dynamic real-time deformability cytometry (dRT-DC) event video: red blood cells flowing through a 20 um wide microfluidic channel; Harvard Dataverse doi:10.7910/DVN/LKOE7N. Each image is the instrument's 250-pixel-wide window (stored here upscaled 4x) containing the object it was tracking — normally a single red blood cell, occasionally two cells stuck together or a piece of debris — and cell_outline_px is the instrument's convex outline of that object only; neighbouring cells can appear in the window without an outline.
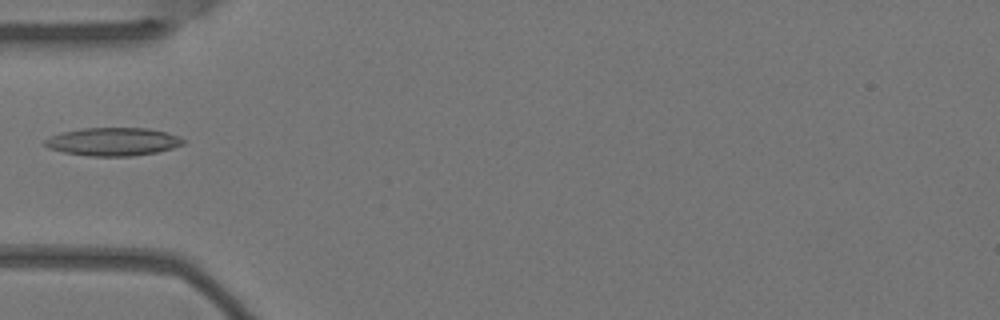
{"species": "Egyptian fruit bat (a non-hibernating species)", "species_latin": "Rousettus aegyptiacus", "temperature_condition": "warm", "stored_images_in_passage": 6, "camera_frame_rate_fps": 3000, "um_per_image_px": 0.085, "animal": {"sex": "female"}, "frame": {"image": 1, "passage_image": 6, "time_ms": 1.667, "image_size_px": [1000, 320], "cell_outline_px": [[184, 144], [172, 148], [156, 152], [132, 156], [92, 156], [64, 152], [48, 148], [44, 144], [44, 140], [60, 132], [80, 128], [148, 128], [168, 132], [180, 136], [184, 140]], "centroid_in_image_um": [9.62, 12.03], "position_along_channel_um": 75.4, "area_um2": 22.72}}